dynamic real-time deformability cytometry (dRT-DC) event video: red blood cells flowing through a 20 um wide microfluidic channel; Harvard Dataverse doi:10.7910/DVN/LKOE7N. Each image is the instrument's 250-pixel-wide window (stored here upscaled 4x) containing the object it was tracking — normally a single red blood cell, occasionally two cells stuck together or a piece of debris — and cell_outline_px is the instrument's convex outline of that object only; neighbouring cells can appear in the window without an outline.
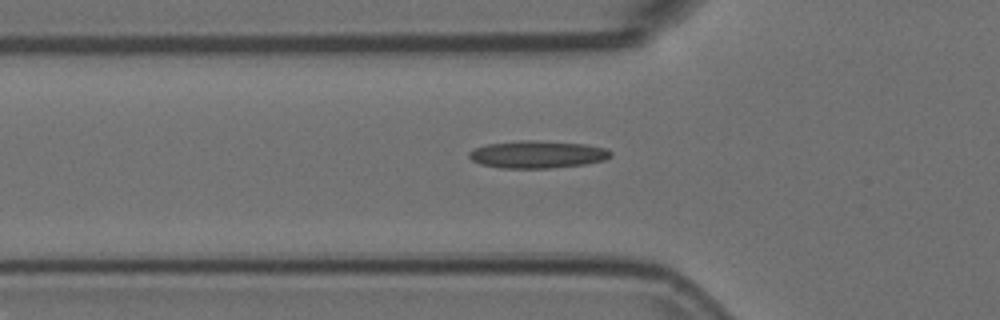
{"species": "Egyptian fruit bat (a non-hibernating species)", "species_latin": "Rousettus aegyptiacus", "temperature_condition": "room temperature", "stored_images_in_passage": 11, "segment_of_instrument_passage": [2, 2], "camera_frame_rate_fps": 3000, "um_per_image_px": 0.085, "animal": {"sex": "female"}, "frame": {"image": 1, "passage_image": 11, "time_ms": 3.333, "image_size_px": [1000, 320], "cell_outline_px": [[612, 156], [604, 160], [584, 164], [552, 168], [500, 168], [480, 164], [472, 160], [468, 156], [468, 152], [476, 148], [488, 144], [520, 140], [536, 140], [588, 144], [604, 148], [612, 152]], "centroid_in_image_um": [45.68, 13.12], "position_along_channel_um": 80.1, "area_um2": 22.72}}